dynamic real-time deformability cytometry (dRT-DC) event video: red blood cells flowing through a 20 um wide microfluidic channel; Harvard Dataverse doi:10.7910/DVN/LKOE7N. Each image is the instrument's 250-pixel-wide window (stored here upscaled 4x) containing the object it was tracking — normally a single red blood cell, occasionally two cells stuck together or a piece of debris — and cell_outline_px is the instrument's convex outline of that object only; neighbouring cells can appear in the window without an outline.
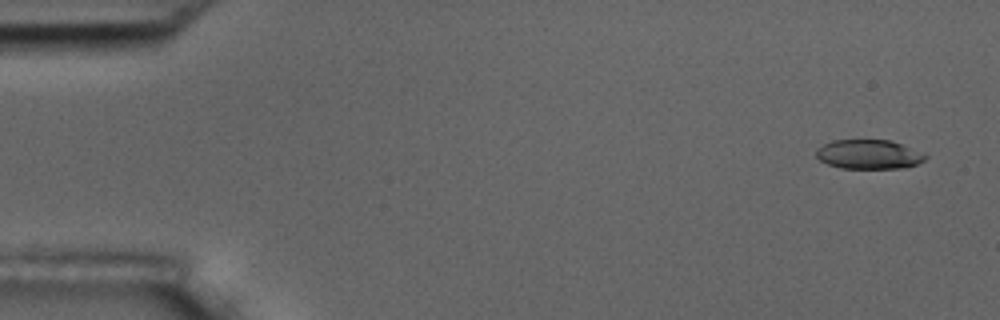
{"species": "common noctule bat (a hibernating species)", "species_latin": "Nyctalus noctula", "temperature_condition": "room temperature", "stored_images_in_passage": 55, "camera_frame_rate_fps": 3000, "um_per_image_px": 0.085, "animal": {"sex": "male", "body_mass_g": 17.5, "forearm_length_mm": 52.3}, "frame": {"image": 1, "passage_image": 1, "time_ms": 0.0, "image_size_px": [1000, 320], "cell_outline_px": [[928, 156], [924, 160], [916, 164], [904, 168], [840, 168], [828, 164], [820, 160], [816, 156], [816, 148], [832, 140], [892, 140]], "centroid_in_image_um": [73.81, 13.12], "position_along_channel_um": 11.2, "area_um2": 18.5}}
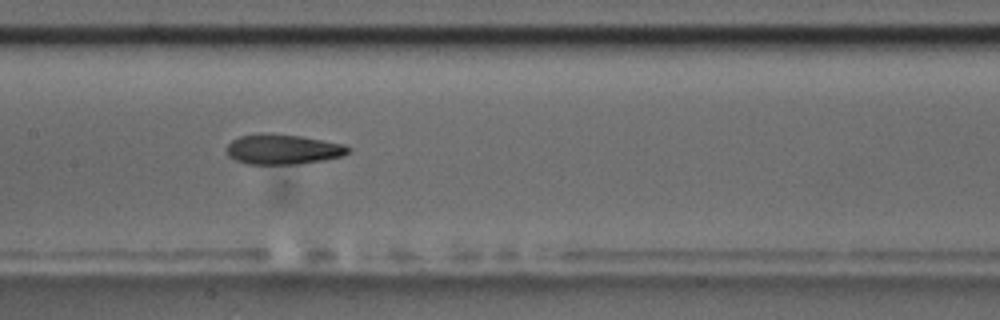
{"frame": {"image": 2, "passage_image": 26, "time_ms": 8.333, "image_size_px": [1000, 320], "cell_outline_px": [[352, 148], [344, 156], [324, 160], [300, 164], [248, 164], [236, 160], [228, 156], [228, 144], [232, 140], [240, 136], [264, 132], [300, 136], [344, 144]], "centroid_in_image_um": [24.07, 12.69], "position_along_channel_um": 183.3, "area_um2": 21.39}}
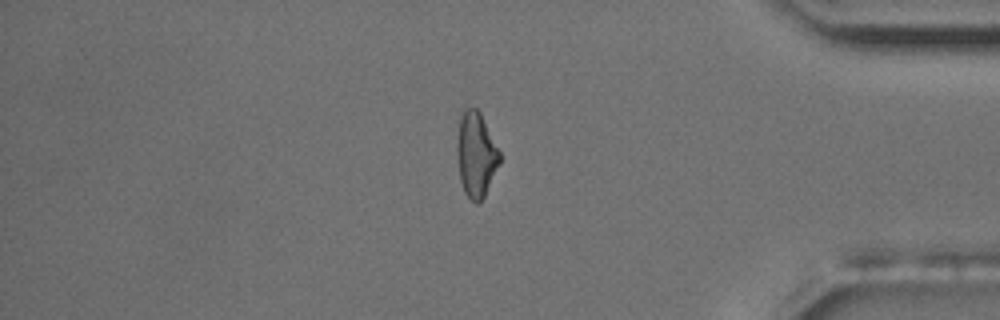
{"frame": {"image": 3, "passage_image": 46, "time_ms": 15.0, "image_size_px": [1000, 320], "cell_outline_px": [[500, 160], [484, 196], [476, 204], [464, 192], [460, 180], [456, 148], [456, 140], [460, 108], [476, 108], [480, 112], [500, 152]], "centroid_in_image_um": [40.42, 13.07], "position_along_channel_um": 394.8, "area_um2": 21.1}, "authors_computed_cell_mechanics": {"area_um2": 21.1548, "velocity_mm_per_s": 3.5861, "shape_relaxation_time_tau1_ms": null, "shape_relaxation_time_tau2_ms": 4.921, "deformation_change_tau1": null, "deformation_change_tau2": 0.1396}}